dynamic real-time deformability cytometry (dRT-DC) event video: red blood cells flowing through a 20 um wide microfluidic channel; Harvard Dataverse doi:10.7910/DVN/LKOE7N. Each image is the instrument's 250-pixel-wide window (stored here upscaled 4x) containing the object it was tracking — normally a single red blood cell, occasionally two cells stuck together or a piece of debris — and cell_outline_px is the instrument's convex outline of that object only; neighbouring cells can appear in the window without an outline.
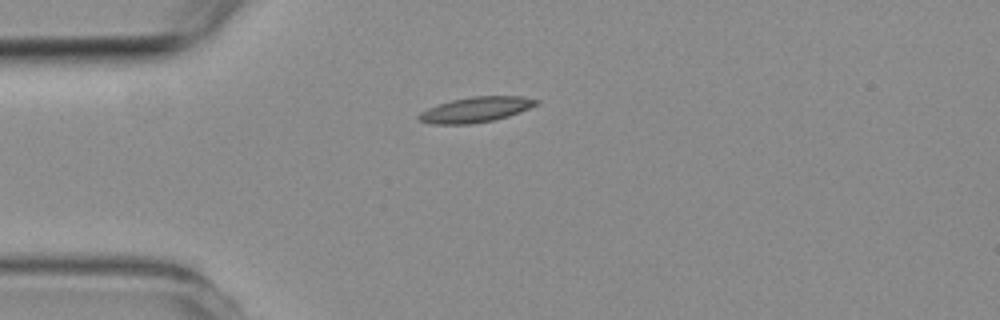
{"species": "common noctule bat (a hibernating species)", "species_latin": "Nyctalus noctula", "temperature_condition": "room temperature", "stored_images_in_passage": 1, "camera_frame_rate_fps": 3000, "um_per_image_px": 0.085, "animal": {"sex": "female", "body_mass_g": 19.3, "forearm_length_mm": 54.1}, "frame": {"image": 1, "passage_image": 1, "time_ms": 0.0, "image_size_px": [1000, 320], "cell_outline_px": [[540, 104], [520, 112], [508, 116], [492, 120], [472, 124], [432, 124], [420, 120], [416, 116], [420, 112], [428, 108], [452, 100], [472, 96], [520, 96], [540, 100]], "centroid_in_image_um": [40.47, 9.31], "position_along_channel_um": 44.5, "area_um2": 17.28}}